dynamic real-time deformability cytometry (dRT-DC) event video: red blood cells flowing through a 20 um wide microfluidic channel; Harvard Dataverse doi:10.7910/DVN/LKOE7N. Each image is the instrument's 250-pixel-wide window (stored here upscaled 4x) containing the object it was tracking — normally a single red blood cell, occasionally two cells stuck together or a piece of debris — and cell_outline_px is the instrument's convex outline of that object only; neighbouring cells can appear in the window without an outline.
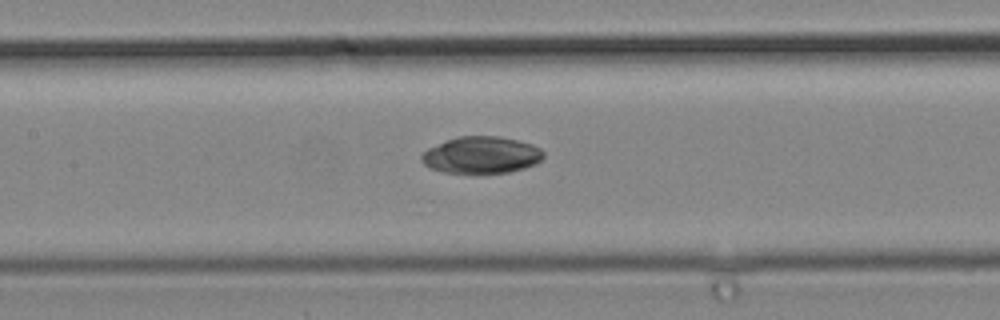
{"species": "common noctule bat (a hibernating species)", "species_latin": "Nyctalus noctula", "temperature_condition": "cold", "stored_images_in_passage": 6, "segment_of_instrument_passage": [1, 2], "camera_frame_rate_fps": 3000, "um_per_image_px": 0.085, "animal": {"sex": "male", "body_mass_g": 19.2, "forearm_length_mm": 51.8}, "frame": {"image": 1, "passage_image": 5, "time_ms": 1.333, "image_size_px": [1000, 320], "cell_outline_px": [[544, 156], [536, 164], [524, 168], [508, 172], [480, 176], [472, 176], [444, 172], [428, 168], [420, 160], [420, 156], [428, 148], [456, 136], [500, 136], [532, 144], [540, 148], [544, 152]], "centroid_in_image_um": [40.89, 13.22], "position_along_channel_um": 166.5, "area_um2": 27.11}}